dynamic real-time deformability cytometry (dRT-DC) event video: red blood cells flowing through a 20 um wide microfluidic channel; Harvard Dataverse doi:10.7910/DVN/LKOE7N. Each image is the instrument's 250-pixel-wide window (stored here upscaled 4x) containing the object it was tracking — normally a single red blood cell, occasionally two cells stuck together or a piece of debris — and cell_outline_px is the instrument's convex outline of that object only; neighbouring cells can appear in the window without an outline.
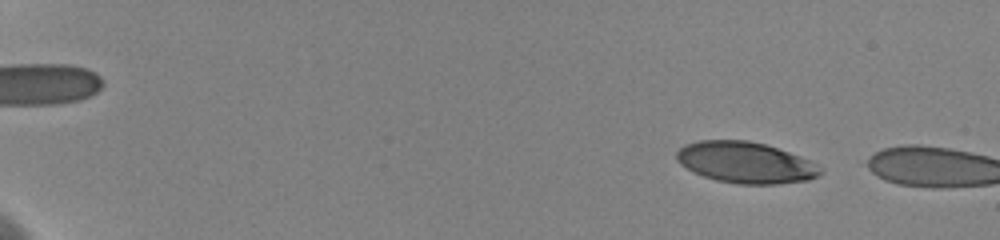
{"species": "human", "species_latin": "Homo sapiens", "temperature_condition": "cold", "stored_images_in_passage": 15, "camera_frame_rate_fps": 3000, "um_per_image_px": 0.085, "donor": {"sex": "female"}, "frame": {"image": 1, "passage_image": 11, "time_ms": 2.333, "image_size_px": [1000, 240], "cell_outline_px": [[824, 172], [820, 176], [808, 180], [776, 184], [736, 184], [716, 180], [704, 176], [680, 164], [676, 160], [676, 152], [684, 144], [700, 140], [748, 140], [764, 144], [800, 156], [824, 168]], "centroid_in_image_um": [63.39, 13.82], "position_along_channel_um": 21.6, "area_um2": 34.56}}